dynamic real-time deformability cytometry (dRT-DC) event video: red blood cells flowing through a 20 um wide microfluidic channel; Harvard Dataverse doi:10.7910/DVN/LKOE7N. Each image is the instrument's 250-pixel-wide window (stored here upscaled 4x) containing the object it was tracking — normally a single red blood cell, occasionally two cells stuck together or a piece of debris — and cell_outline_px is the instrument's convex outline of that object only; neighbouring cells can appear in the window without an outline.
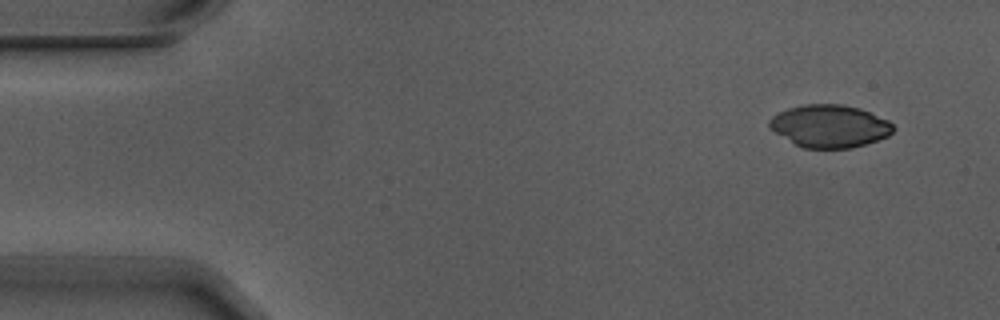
{"species": "Egyptian fruit bat (a non-hibernating species)", "species_latin": "Rousettus aegyptiacus", "temperature_condition": "warm", "stored_images_in_passage": 5, "camera_frame_rate_fps": 3000, "um_per_image_px": 0.085, "animal": {"sex": "male"}, "frame": {"image": 1, "passage_image": 1, "time_ms": 0.0, "image_size_px": [1000, 320], "cell_outline_px": [[896, 128], [888, 136], [852, 148], [804, 148], [796, 144], [768, 128], [768, 120], [772, 116], [788, 108], [804, 104], [844, 104], [860, 108], [888, 120]], "centroid_in_image_um": [70.52, 10.71], "position_along_channel_um": 14.5, "area_um2": 30.69}}